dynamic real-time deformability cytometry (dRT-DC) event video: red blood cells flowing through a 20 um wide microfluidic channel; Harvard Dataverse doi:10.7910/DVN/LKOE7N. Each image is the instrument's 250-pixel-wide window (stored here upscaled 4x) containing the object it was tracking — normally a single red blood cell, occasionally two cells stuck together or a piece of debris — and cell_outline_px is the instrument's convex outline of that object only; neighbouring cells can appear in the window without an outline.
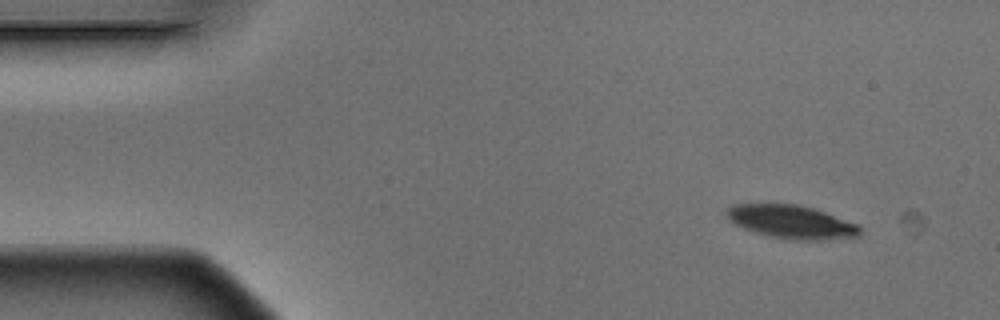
{"species": "Egyptian fruit bat (a non-hibernating species)", "species_latin": "Rousettus aegyptiacus", "temperature_condition": "warm", "stored_images_in_passage": 3, "camera_frame_rate_fps": 3000, "um_per_image_px": 0.085, "animal": {"sex": "male"}, "frame": {"image": 1, "passage_image": 1, "time_ms": 0.0, "image_size_px": [1000, 320], "cell_outline_px": [[860, 236], [820, 240], [788, 240], [768, 236], [744, 228], [736, 224], [724, 212], [732, 204], [796, 204], [812, 208], [824, 212], [856, 224], [860, 228]], "centroid_in_image_um": [67.26, 18.87], "position_along_channel_um": 17.7, "area_um2": 25.55}}